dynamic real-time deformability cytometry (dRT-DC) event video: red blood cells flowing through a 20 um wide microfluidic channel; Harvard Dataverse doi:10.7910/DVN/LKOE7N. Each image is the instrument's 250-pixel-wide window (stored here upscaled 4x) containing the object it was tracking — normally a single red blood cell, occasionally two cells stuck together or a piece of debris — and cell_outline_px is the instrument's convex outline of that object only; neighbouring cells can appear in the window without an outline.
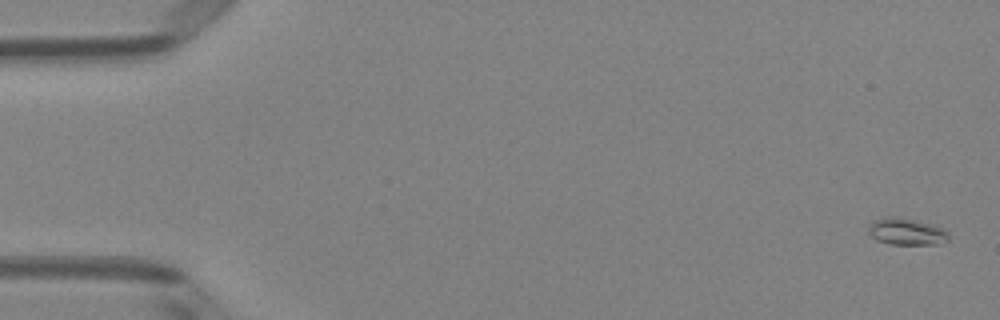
{"species": "Egyptian fruit bat (a non-hibernating species)", "species_latin": "Rousettus aegyptiacus", "temperature_condition": "room temperature", "stored_images_in_passage": 5, "segment_of_instrument_passage": [2, 2], "camera_frame_rate_fps": 3000, "um_per_image_px": 0.085, "animal": {"sex": "female"}, "frame": {"image": 1, "passage_image": 5, "time_ms": 1.333, "image_size_px": [1000, 320], "cell_outline_px": [[948, 240], [944, 244], [892, 244], [876, 240], [868, 232], [868, 228], [876, 220], [884, 216], [896, 216], [936, 224], [944, 228], [948, 232]], "centroid_in_image_um": [77.11, 19.68], "position_along_channel_um": 7.9, "area_um2": 12.72}}